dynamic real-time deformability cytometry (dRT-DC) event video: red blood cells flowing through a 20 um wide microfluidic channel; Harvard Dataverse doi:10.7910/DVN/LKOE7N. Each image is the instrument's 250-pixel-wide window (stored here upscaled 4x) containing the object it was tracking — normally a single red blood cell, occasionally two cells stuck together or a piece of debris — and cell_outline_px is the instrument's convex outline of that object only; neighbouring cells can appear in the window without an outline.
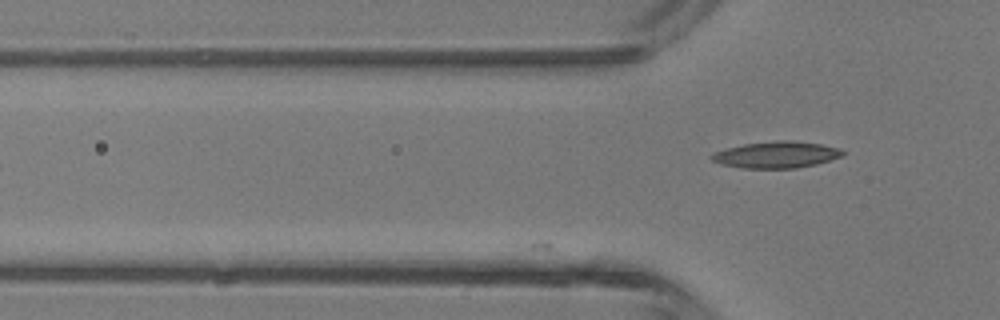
{"species": "common noctule bat (a hibernating species)", "species_latin": "Nyctalus noctula", "temperature_condition": "room temperature", "stored_images_in_passage": 2, "camera_frame_rate_fps": 3000, "um_per_image_px": 0.085, "animal": {"sex": "male", "body_mass_g": 13.3}, "frame": {"image": 1, "passage_image": 2, "time_ms": 0.333, "image_size_px": [1000, 320], "cell_outline_px": [[844, 156], [816, 164], [796, 168], [740, 168], [720, 164], [712, 160], [708, 156], [716, 152], [728, 148], [744, 144], [776, 140], [784, 140], [820, 144], [840, 148], [844, 152]], "centroid_in_image_um": [65.99, 13.16], "position_along_channel_um": 59.8, "area_um2": 20.17}}